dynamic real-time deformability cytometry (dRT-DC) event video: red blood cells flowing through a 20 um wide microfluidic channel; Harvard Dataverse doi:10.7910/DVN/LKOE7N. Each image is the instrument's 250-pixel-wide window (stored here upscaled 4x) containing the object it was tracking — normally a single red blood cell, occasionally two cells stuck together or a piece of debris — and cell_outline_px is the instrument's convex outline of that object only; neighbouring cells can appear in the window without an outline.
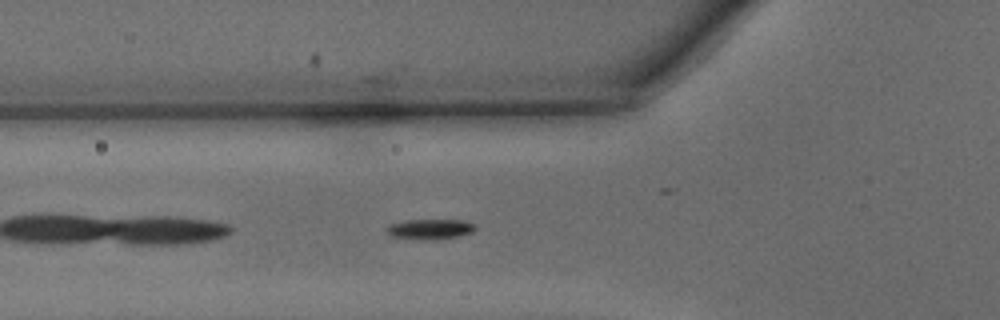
{"species": "common noctule bat (a hibernating species)", "species_latin": "Nyctalus noctula", "temperature_condition": "warm", "stored_images_in_passage": 33, "segment_of_instrument_passage": [1, 2], "camera_frame_rate_fps": 3000, "um_per_image_px": 0.085, "animal": {"sex": "male", "body_mass_g": 15.6}, "frame": {"image": 1, "passage_image": 2, "time_ms": 0.333, "image_size_px": [1000, 320], "cell_outline_px": [[476, 228], [472, 232], [440, 240], [428, 240], [392, 236], [384, 232], [384, 228], [388, 224], [404, 220], [464, 220], [472, 224]], "centroid_in_image_um": [36.47, 19.47], "position_along_channel_um": 89.3, "area_um2": 10.52}}
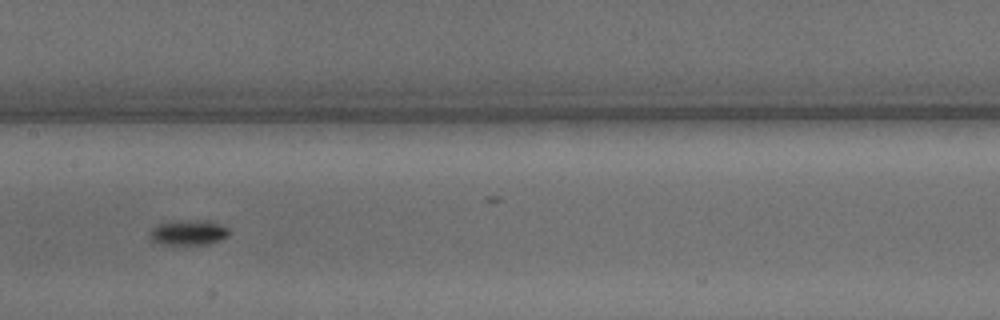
{"frame": {"image": 2, "passage_image": 9, "time_ms": 2.667, "image_size_px": [1000, 320], "cell_outline_px": [[228, 236], [208, 244], [160, 244], [152, 240], [148, 236], [148, 232], [152, 228], [160, 224], [172, 220], [208, 220], [220, 224], [228, 228]], "centroid_in_image_um": [15.98, 19.75], "position_along_channel_um": 191.4, "area_um2": 11.68}}
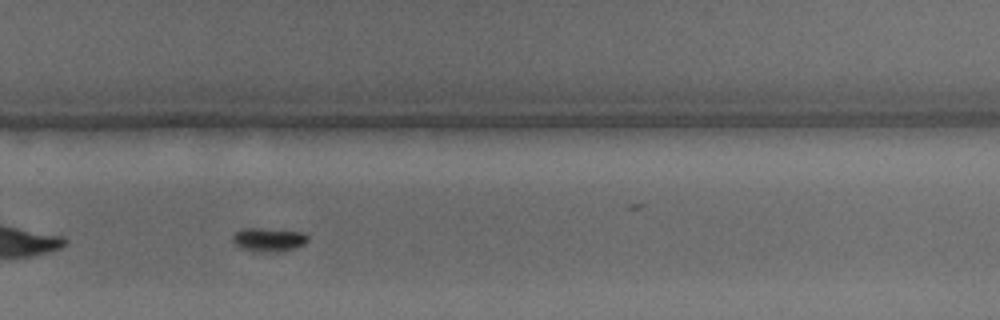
{"frame": {"image": 3, "passage_image": 17, "time_ms": 5.333, "image_size_px": [1000, 320], "cell_outline_px": [[308, 240], [304, 244], [284, 252], [252, 252], [240, 248], [232, 240], [232, 236], [240, 228], [260, 228], [300, 232], [308, 236]], "centroid_in_image_um": [22.8, 20.39], "position_along_channel_um": 307.0, "area_um2": 10.52}}